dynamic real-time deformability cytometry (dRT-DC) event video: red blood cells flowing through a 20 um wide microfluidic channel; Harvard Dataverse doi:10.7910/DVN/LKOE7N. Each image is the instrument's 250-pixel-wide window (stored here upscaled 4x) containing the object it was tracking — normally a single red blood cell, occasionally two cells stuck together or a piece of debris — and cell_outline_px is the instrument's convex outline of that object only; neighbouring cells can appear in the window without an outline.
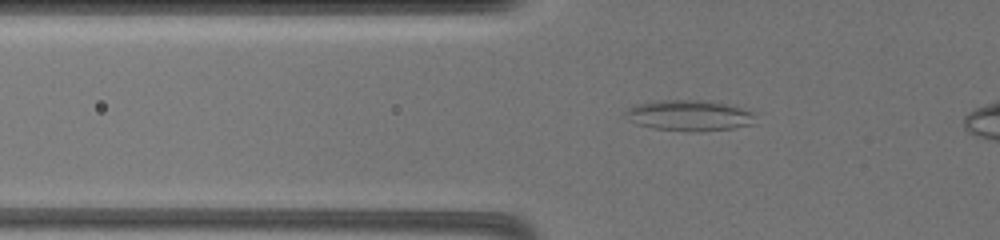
{"species": "common noctule bat (a hibernating species)", "species_latin": "Nyctalus noctula", "temperature_condition": "warm", "stored_images_in_passage": 56, "camera_frame_rate_fps": 3000, "um_per_image_px": 0.085, "animal": {"sex": "female", "body_mass_g": 19.5, "forearm_length_mm": 54.1}, "frame": {"image": 1, "passage_image": 18, "time_ms": 5.667, "image_size_px": [1000, 240], "cell_outline_px": [[752, 124], [732, 128], [652, 128], [636, 124], [628, 120], [624, 116], [624, 112], [628, 108], [636, 104], [660, 100], [700, 100], [724, 104], [752, 112]], "centroid_in_image_um": [58.44, 9.76], "position_along_channel_um": 67.4, "area_um2": 21.79}}
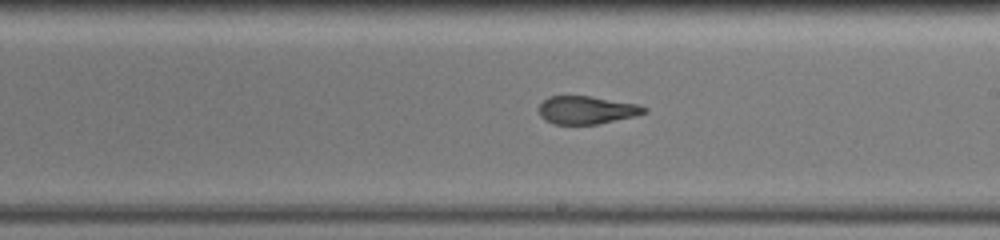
{"frame": {"image": 2, "passage_image": 35, "time_ms": 11.333, "image_size_px": [1000, 240], "cell_outline_px": [[648, 112], [636, 116], [600, 124], [552, 124], [544, 120], [540, 116], [540, 104], [548, 96], [588, 96], [636, 104], [648, 108]], "centroid_in_image_um": [49.87, 9.37], "position_along_channel_um": 239.1, "area_um2": 17.17}}
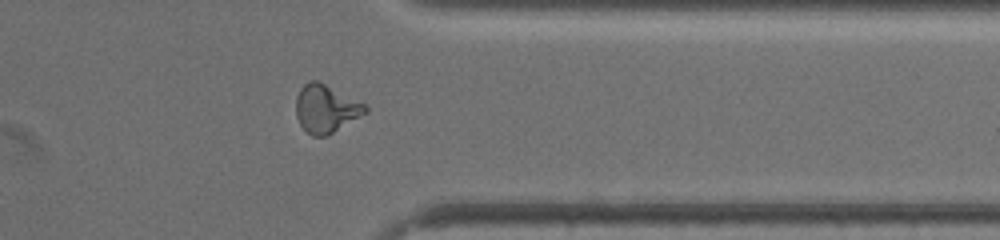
{"frame": {"image": 3, "passage_image": 49, "time_ms": 16.0, "image_size_px": [1000, 240], "cell_outline_px": [[368, 112], [328, 136], [312, 136], [300, 124], [296, 116], [296, 96], [300, 88], [308, 80], [316, 80], [364, 104], [368, 108]], "centroid_in_image_um": [27.68, 9.25], "position_along_channel_um": 383.7, "area_um2": 19.19}}